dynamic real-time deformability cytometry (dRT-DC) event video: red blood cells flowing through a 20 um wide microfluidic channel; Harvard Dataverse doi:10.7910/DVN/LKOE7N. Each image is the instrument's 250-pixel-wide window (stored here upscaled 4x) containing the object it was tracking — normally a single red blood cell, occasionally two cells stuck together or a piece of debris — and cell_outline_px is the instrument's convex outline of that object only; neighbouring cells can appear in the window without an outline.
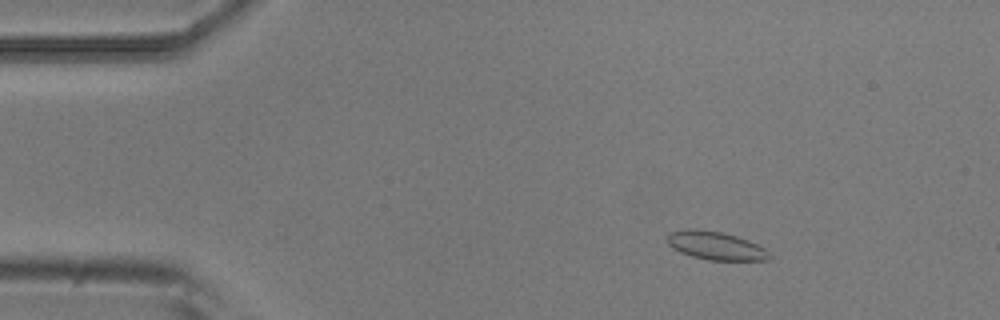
{"species": "common noctule bat (a hibernating species)", "species_latin": "Nyctalus noctula", "temperature_condition": "room temperature", "stored_images_in_passage": 3, "camera_frame_rate_fps": 3000, "um_per_image_px": 0.085, "animal": {"sex": "male", "body_mass_g": 20.5, "forearm_length_mm": 52.5}, "frame": {"image": 1, "passage_image": 1, "time_ms": 0.0, "image_size_px": [1000, 320], "cell_outline_px": [[772, 256], [768, 260], [708, 260], [692, 256], [680, 252], [672, 248], [664, 240], [668, 232], [680, 228], [692, 228], [720, 232], [736, 236], [748, 240], [764, 248]], "centroid_in_image_um": [60.75, 20.86], "position_along_channel_um": 24.3, "area_um2": 17.05}}
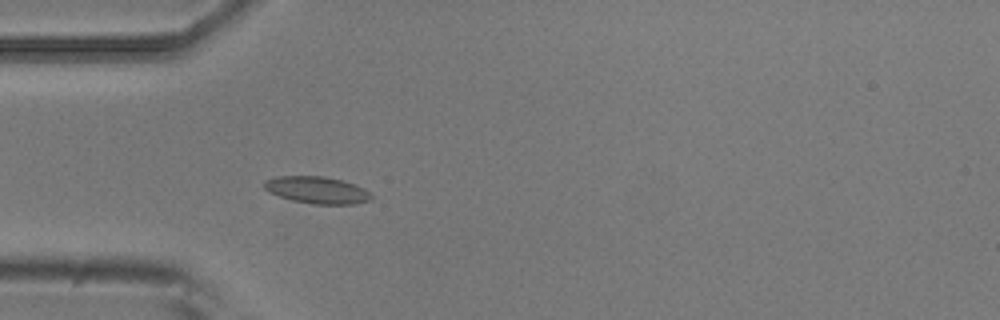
{"frame": {"image": 2, "passage_image": 3, "time_ms": 0.667, "image_size_px": [1000, 320], "cell_outline_px": [[372, 200], [356, 204], [312, 204], [292, 200], [268, 192], [264, 188], [264, 180], [276, 176], [324, 176], [340, 180], [364, 188], [372, 192]], "centroid_in_image_um": [26.96, 16.16], "position_along_channel_um": 58.0, "area_um2": 16.94}}